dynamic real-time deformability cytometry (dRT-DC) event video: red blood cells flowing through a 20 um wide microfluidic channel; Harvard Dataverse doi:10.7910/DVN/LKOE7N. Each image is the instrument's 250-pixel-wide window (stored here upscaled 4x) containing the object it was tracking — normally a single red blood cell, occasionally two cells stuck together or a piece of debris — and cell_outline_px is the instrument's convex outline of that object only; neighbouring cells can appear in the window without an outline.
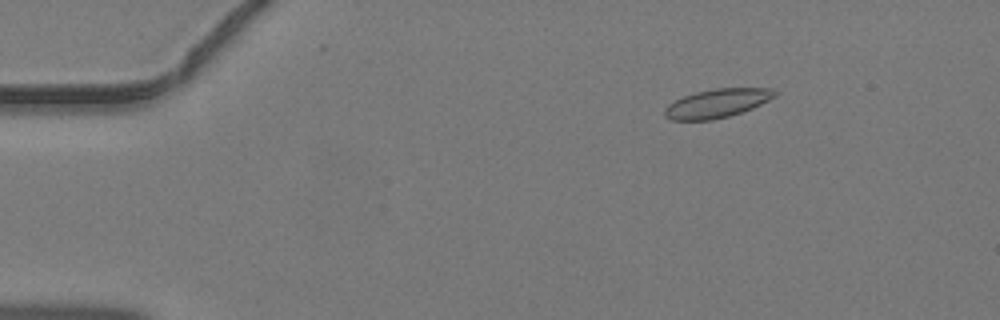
{"species": "common noctule bat (a hibernating species)", "species_latin": "Nyctalus noctula", "temperature_condition": "warm", "stored_images_in_passage": 47, "camera_frame_rate_fps": 3000, "um_per_image_px": 0.085, "animal": {"sex": "male", "body_mass_g": 19.2, "forearm_length_mm": 51.8}, "frame": {"image": 1, "passage_image": 8, "time_ms": 2.333, "image_size_px": [1000, 320], "cell_outline_px": [[780, 92], [776, 96], [752, 108], [728, 116], [712, 120], [672, 120], [664, 116], [664, 108], [668, 104], [684, 96], [696, 92], [716, 88], [772, 88]], "centroid_in_image_um": [60.96, 8.77], "position_along_channel_um": 24.0, "area_um2": 18.38}}
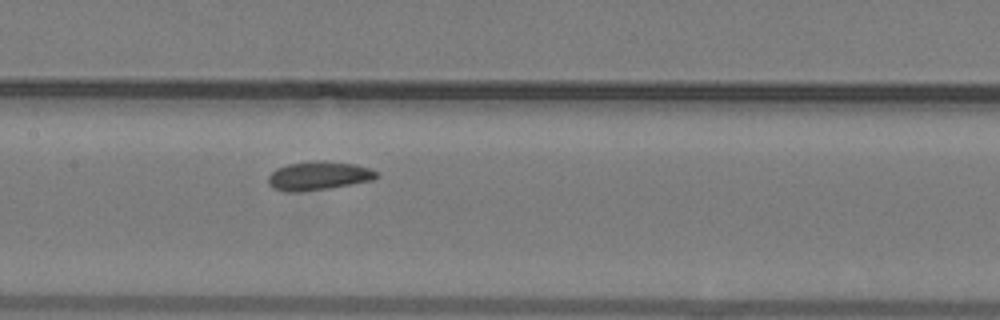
{"frame": {"image": 2, "passage_image": 24, "time_ms": 7.667, "image_size_px": [1000, 320], "cell_outline_px": [[380, 176], [372, 180], [328, 188], [300, 192], [284, 192], [272, 188], [268, 184], [268, 176], [276, 168], [288, 164], [312, 160], [324, 160], [356, 164], [380, 172]], "centroid_in_image_um": [27.06, 14.93], "position_along_channel_um": 180.3, "area_um2": 18.38}}
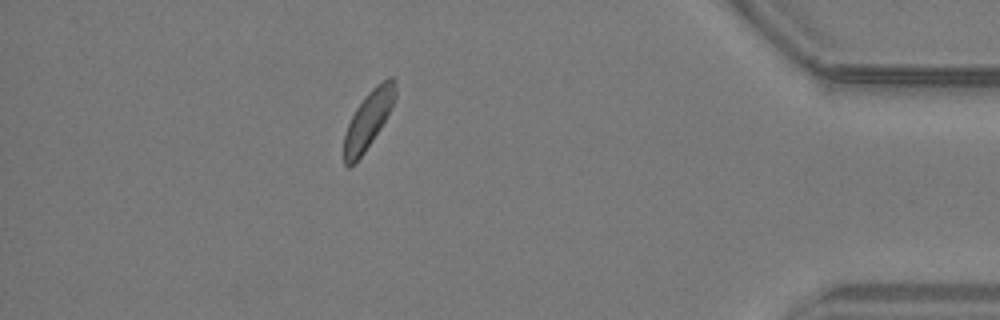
{"frame": {"image": 3, "passage_image": 42, "time_ms": 13.667, "image_size_px": [1000, 320], "cell_outline_px": [[396, 96], [392, 108], [380, 128], [356, 164], [348, 168], [344, 164], [344, 136], [348, 124], [356, 108], [364, 96], [376, 84], [388, 76], [396, 76]], "centroid_in_image_um": [31.32, 10.15], "position_along_channel_um": 403.9, "area_um2": 17.4}}